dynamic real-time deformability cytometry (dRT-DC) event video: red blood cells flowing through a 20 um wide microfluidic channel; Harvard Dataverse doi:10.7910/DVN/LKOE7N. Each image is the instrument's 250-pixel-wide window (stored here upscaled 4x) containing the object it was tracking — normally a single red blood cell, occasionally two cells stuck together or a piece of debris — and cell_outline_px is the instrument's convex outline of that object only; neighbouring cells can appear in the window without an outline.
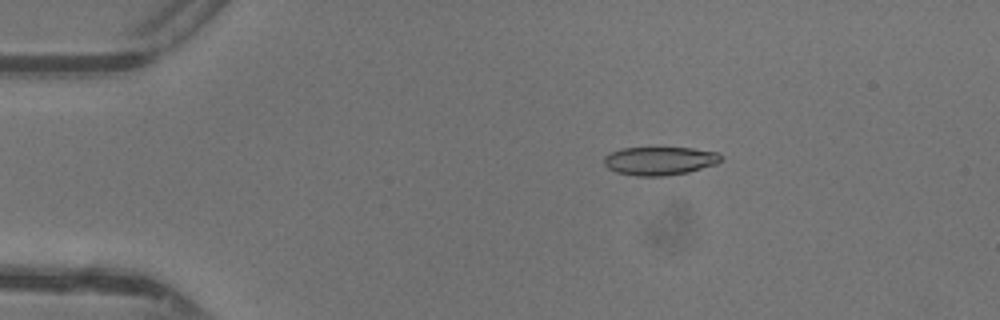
{"species": "common noctule bat (a hibernating species)", "species_latin": "Nyctalus noctula", "temperature_condition": "warm", "stored_images_in_passage": 39, "camera_frame_rate_fps": 3000, "um_per_image_px": 0.085, "animal": {"sex": "female"}, "frame": {"image": 1, "passage_image": 1, "time_ms": 0.0, "image_size_px": [1000, 320], "cell_outline_px": [[720, 160], [716, 164], [688, 172], [668, 176], [636, 176], [616, 172], [608, 168], [604, 164], [604, 156], [620, 148], [692, 148], [716, 152], [720, 156]], "centroid_in_image_um": [56.04, 13.68], "position_along_channel_um": 29.0, "area_um2": 19.25}}
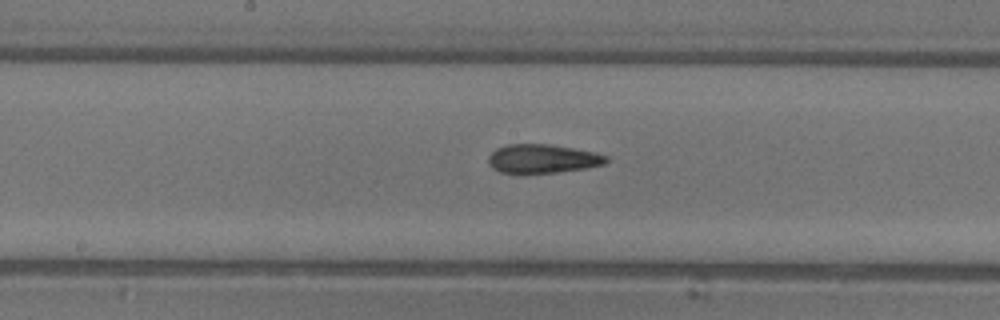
{"frame": {"image": 2, "passage_image": 17, "time_ms": 5.333, "image_size_px": [1000, 320], "cell_outline_px": [[608, 160], [604, 164], [588, 168], [556, 172], [500, 172], [492, 168], [488, 164], [488, 156], [496, 148], [508, 144], [548, 144], [572, 148], [592, 152], [608, 156]], "centroid_in_image_um": [46.1, 13.48], "position_along_channel_um": 202.1, "area_um2": 19.54}}
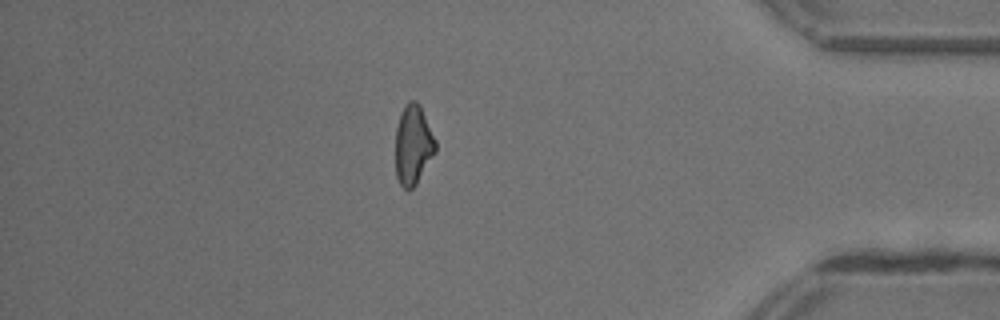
{"frame": {"image": 3, "passage_image": 33, "time_ms": 10.667, "image_size_px": [1000, 320], "cell_outline_px": [[436, 152], [416, 184], [408, 192], [400, 184], [396, 176], [396, 128], [400, 112], [408, 100], [416, 100], [420, 104], [436, 140]], "centroid_in_image_um": [35.12, 12.3], "position_along_channel_um": 400.1, "area_um2": 18.79}, "authors_computed_cell_mechanics": {"area_um2": 19.5364, "velocity_mm_per_s": 4.4262, "shape_relaxation_time_tau1_ms": 8.8856, "shape_relaxation_time_tau2_ms": 2.9853, "deformation_change_tau1": 0.2401, "deformation_change_tau2": 0.1213}}